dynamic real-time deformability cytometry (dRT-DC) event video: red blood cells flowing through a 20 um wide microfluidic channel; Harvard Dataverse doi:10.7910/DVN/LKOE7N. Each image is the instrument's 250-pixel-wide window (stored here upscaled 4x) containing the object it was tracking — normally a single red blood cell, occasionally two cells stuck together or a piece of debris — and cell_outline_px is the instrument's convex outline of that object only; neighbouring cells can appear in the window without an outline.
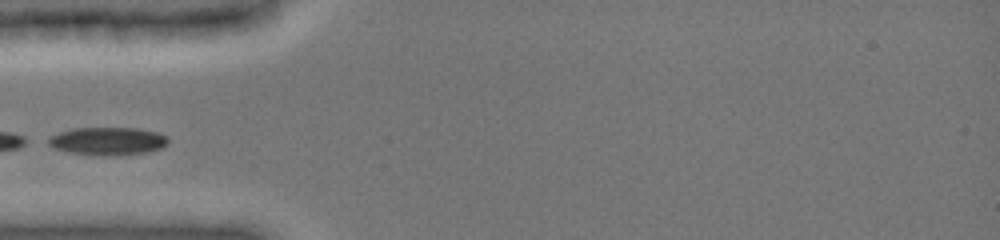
{"species": "common noctule bat (a hibernating species)", "species_latin": "Nyctalus noctula", "temperature_condition": "cold", "stored_images_in_passage": 7, "camera_frame_rate_fps": 3000, "um_per_image_px": 0.085, "animal": {"sex": "female", "body_mass_g": 19.0, "forearm_length_mm": 51.5}, "frame": {"image": 1, "passage_image": 5, "time_ms": 3.667, "image_size_px": [1000, 240], "cell_outline_px": [[168, 140], [160, 148], [144, 152], [72, 152], [56, 148], [40, 140], [48, 136], [72, 128], [140, 128], [156, 132], [164, 136]], "centroid_in_image_um": [9.04, 11.91], "position_along_channel_um": 76.0, "area_um2": 18.21}}